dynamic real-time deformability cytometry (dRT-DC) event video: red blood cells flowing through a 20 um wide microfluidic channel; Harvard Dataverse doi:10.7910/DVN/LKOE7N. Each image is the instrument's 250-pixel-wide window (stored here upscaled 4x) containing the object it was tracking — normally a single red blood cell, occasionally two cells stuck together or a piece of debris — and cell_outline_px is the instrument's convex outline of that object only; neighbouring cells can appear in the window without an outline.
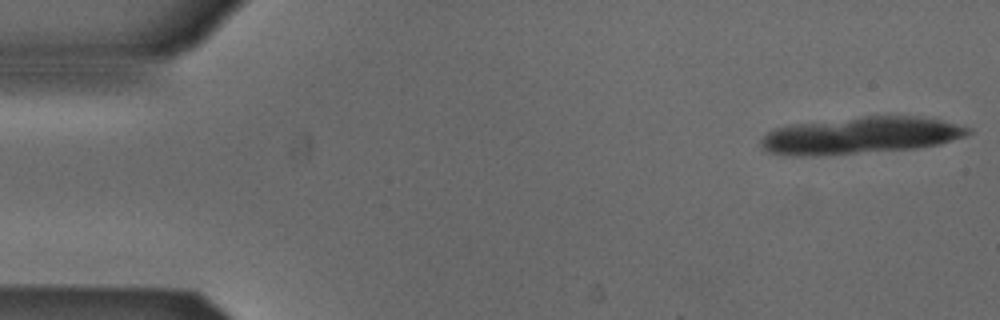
{"species": "Egyptian fruit bat (a non-hibernating species)", "species_latin": "Rousettus aegyptiacus", "temperature_condition": "cold", "stored_images_in_passage": 10, "camera_frame_rate_fps": 3000, "um_per_image_px": 0.085, "animal": {"sex": "male"}, "frame": {"image": 1, "passage_image": 1, "time_ms": 0.0, "image_size_px": [1000, 320], "cell_outline_px": [[972, 132], [964, 136], [940, 144], [916, 148], [820, 156], [792, 156], [764, 152], [760, 144], [760, 140], [768, 132], [776, 128], [792, 124], [868, 116], [920, 116], [940, 120], [972, 128]], "centroid_in_image_um": [73.11, 11.53], "position_along_channel_um": 11.9, "area_um2": 44.62}}